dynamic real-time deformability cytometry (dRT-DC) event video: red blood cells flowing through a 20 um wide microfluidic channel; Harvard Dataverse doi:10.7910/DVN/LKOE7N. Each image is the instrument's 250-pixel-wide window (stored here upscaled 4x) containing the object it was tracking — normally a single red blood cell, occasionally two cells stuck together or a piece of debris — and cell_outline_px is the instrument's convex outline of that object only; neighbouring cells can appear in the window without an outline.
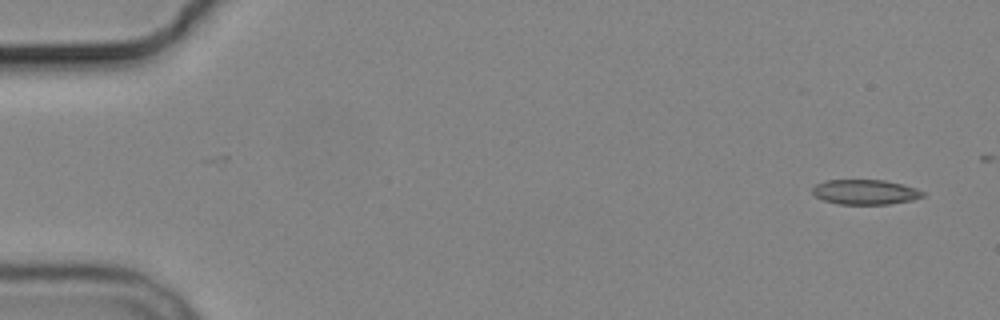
{"species": "common noctule bat (a hibernating species)", "species_latin": "Nyctalus noctula", "temperature_condition": "cold", "stored_images_in_passage": 3, "camera_frame_rate_fps": 3000, "um_per_image_px": 0.085, "animal": {"sex": "male", "body_mass_g": 19.2, "forearm_length_mm": 51.8}, "frame": {"image": 1, "passage_image": 1, "time_ms": 0.0, "image_size_px": [1000, 320], "cell_outline_px": [[924, 196], [912, 200], [888, 204], [840, 204], [824, 200], [816, 196], [812, 192], [812, 188], [816, 184], [824, 180], [884, 180], [916, 188], [924, 192]], "centroid_in_image_um": [73.53, 16.32], "position_along_channel_um": 11.5, "area_um2": 15.9}}